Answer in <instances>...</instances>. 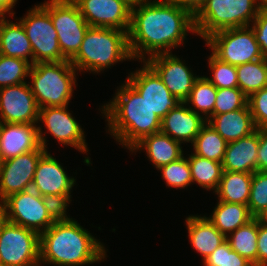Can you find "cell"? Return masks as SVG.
<instances>
[{
  "instance_id": "obj_35",
  "label": "cell",
  "mask_w": 267,
  "mask_h": 266,
  "mask_svg": "<svg viewBox=\"0 0 267 266\" xmlns=\"http://www.w3.org/2000/svg\"><path fill=\"white\" fill-rule=\"evenodd\" d=\"M212 78L206 77L217 89L238 87L236 66L223 62L213 53L208 58Z\"/></svg>"
},
{
  "instance_id": "obj_36",
  "label": "cell",
  "mask_w": 267,
  "mask_h": 266,
  "mask_svg": "<svg viewBox=\"0 0 267 266\" xmlns=\"http://www.w3.org/2000/svg\"><path fill=\"white\" fill-rule=\"evenodd\" d=\"M248 207L254 218H259L267 209V172L253 173Z\"/></svg>"
},
{
  "instance_id": "obj_8",
  "label": "cell",
  "mask_w": 267,
  "mask_h": 266,
  "mask_svg": "<svg viewBox=\"0 0 267 266\" xmlns=\"http://www.w3.org/2000/svg\"><path fill=\"white\" fill-rule=\"evenodd\" d=\"M19 22L31 43L33 64L68 60L59 47L57 31L50 14L41 4L30 8Z\"/></svg>"
},
{
  "instance_id": "obj_3",
  "label": "cell",
  "mask_w": 267,
  "mask_h": 266,
  "mask_svg": "<svg viewBox=\"0 0 267 266\" xmlns=\"http://www.w3.org/2000/svg\"><path fill=\"white\" fill-rule=\"evenodd\" d=\"M120 87L112 101L101 109L108 122V132L118 144L131 150L143 137L160 132L161 119L127 81Z\"/></svg>"
},
{
  "instance_id": "obj_25",
  "label": "cell",
  "mask_w": 267,
  "mask_h": 266,
  "mask_svg": "<svg viewBox=\"0 0 267 266\" xmlns=\"http://www.w3.org/2000/svg\"><path fill=\"white\" fill-rule=\"evenodd\" d=\"M0 54L29 61L33 65V50L26 32L20 22L0 18Z\"/></svg>"
},
{
  "instance_id": "obj_19",
  "label": "cell",
  "mask_w": 267,
  "mask_h": 266,
  "mask_svg": "<svg viewBox=\"0 0 267 266\" xmlns=\"http://www.w3.org/2000/svg\"><path fill=\"white\" fill-rule=\"evenodd\" d=\"M67 109L68 106L40 108L38 123L43 122L48 132L61 144L87 153L84 131Z\"/></svg>"
},
{
  "instance_id": "obj_38",
  "label": "cell",
  "mask_w": 267,
  "mask_h": 266,
  "mask_svg": "<svg viewBox=\"0 0 267 266\" xmlns=\"http://www.w3.org/2000/svg\"><path fill=\"white\" fill-rule=\"evenodd\" d=\"M204 266H253L249 261L232 250L225 240L203 261Z\"/></svg>"
},
{
  "instance_id": "obj_40",
  "label": "cell",
  "mask_w": 267,
  "mask_h": 266,
  "mask_svg": "<svg viewBox=\"0 0 267 266\" xmlns=\"http://www.w3.org/2000/svg\"><path fill=\"white\" fill-rule=\"evenodd\" d=\"M251 24L262 55L267 59V9H260Z\"/></svg>"
},
{
  "instance_id": "obj_26",
  "label": "cell",
  "mask_w": 267,
  "mask_h": 266,
  "mask_svg": "<svg viewBox=\"0 0 267 266\" xmlns=\"http://www.w3.org/2000/svg\"><path fill=\"white\" fill-rule=\"evenodd\" d=\"M206 218L227 237L254 217L247 205L218 201L211 216Z\"/></svg>"
},
{
  "instance_id": "obj_31",
  "label": "cell",
  "mask_w": 267,
  "mask_h": 266,
  "mask_svg": "<svg viewBox=\"0 0 267 266\" xmlns=\"http://www.w3.org/2000/svg\"><path fill=\"white\" fill-rule=\"evenodd\" d=\"M238 88L249 97L252 93L267 87V59L236 66Z\"/></svg>"
},
{
  "instance_id": "obj_5",
  "label": "cell",
  "mask_w": 267,
  "mask_h": 266,
  "mask_svg": "<svg viewBox=\"0 0 267 266\" xmlns=\"http://www.w3.org/2000/svg\"><path fill=\"white\" fill-rule=\"evenodd\" d=\"M76 68L69 60L34 63L29 72V86L40 108L68 106L76 86Z\"/></svg>"
},
{
  "instance_id": "obj_7",
  "label": "cell",
  "mask_w": 267,
  "mask_h": 266,
  "mask_svg": "<svg viewBox=\"0 0 267 266\" xmlns=\"http://www.w3.org/2000/svg\"><path fill=\"white\" fill-rule=\"evenodd\" d=\"M7 221L33 230L46 231L65 211L33 189L9 195L4 200Z\"/></svg>"
},
{
  "instance_id": "obj_10",
  "label": "cell",
  "mask_w": 267,
  "mask_h": 266,
  "mask_svg": "<svg viewBox=\"0 0 267 266\" xmlns=\"http://www.w3.org/2000/svg\"><path fill=\"white\" fill-rule=\"evenodd\" d=\"M41 5L50 14L62 54L70 60L78 52L90 26L73 0H49Z\"/></svg>"
},
{
  "instance_id": "obj_11",
  "label": "cell",
  "mask_w": 267,
  "mask_h": 266,
  "mask_svg": "<svg viewBox=\"0 0 267 266\" xmlns=\"http://www.w3.org/2000/svg\"><path fill=\"white\" fill-rule=\"evenodd\" d=\"M40 235L7 221L0 232V264L40 266Z\"/></svg>"
},
{
  "instance_id": "obj_23",
  "label": "cell",
  "mask_w": 267,
  "mask_h": 266,
  "mask_svg": "<svg viewBox=\"0 0 267 266\" xmlns=\"http://www.w3.org/2000/svg\"><path fill=\"white\" fill-rule=\"evenodd\" d=\"M138 149L146 151L147 158L156 169L178 160L184 154L181 143L161 131L143 137L131 148V151L137 152Z\"/></svg>"
},
{
  "instance_id": "obj_39",
  "label": "cell",
  "mask_w": 267,
  "mask_h": 266,
  "mask_svg": "<svg viewBox=\"0 0 267 266\" xmlns=\"http://www.w3.org/2000/svg\"><path fill=\"white\" fill-rule=\"evenodd\" d=\"M248 106L257 129H267V87L248 97Z\"/></svg>"
},
{
  "instance_id": "obj_45",
  "label": "cell",
  "mask_w": 267,
  "mask_h": 266,
  "mask_svg": "<svg viewBox=\"0 0 267 266\" xmlns=\"http://www.w3.org/2000/svg\"><path fill=\"white\" fill-rule=\"evenodd\" d=\"M7 222L6 207L3 200H0V232L3 225Z\"/></svg>"
},
{
  "instance_id": "obj_41",
  "label": "cell",
  "mask_w": 267,
  "mask_h": 266,
  "mask_svg": "<svg viewBox=\"0 0 267 266\" xmlns=\"http://www.w3.org/2000/svg\"><path fill=\"white\" fill-rule=\"evenodd\" d=\"M257 266H267V224L258 218Z\"/></svg>"
},
{
  "instance_id": "obj_21",
  "label": "cell",
  "mask_w": 267,
  "mask_h": 266,
  "mask_svg": "<svg viewBox=\"0 0 267 266\" xmlns=\"http://www.w3.org/2000/svg\"><path fill=\"white\" fill-rule=\"evenodd\" d=\"M258 146L259 129L247 137L228 142L222 161L223 171L256 172Z\"/></svg>"
},
{
  "instance_id": "obj_18",
  "label": "cell",
  "mask_w": 267,
  "mask_h": 266,
  "mask_svg": "<svg viewBox=\"0 0 267 266\" xmlns=\"http://www.w3.org/2000/svg\"><path fill=\"white\" fill-rule=\"evenodd\" d=\"M42 127L29 123L0 122V156L2 161L35 151L42 146L46 151V138Z\"/></svg>"
},
{
  "instance_id": "obj_22",
  "label": "cell",
  "mask_w": 267,
  "mask_h": 266,
  "mask_svg": "<svg viewBox=\"0 0 267 266\" xmlns=\"http://www.w3.org/2000/svg\"><path fill=\"white\" fill-rule=\"evenodd\" d=\"M210 124L227 142L235 141L257 130L249 106L211 116Z\"/></svg>"
},
{
  "instance_id": "obj_4",
  "label": "cell",
  "mask_w": 267,
  "mask_h": 266,
  "mask_svg": "<svg viewBox=\"0 0 267 266\" xmlns=\"http://www.w3.org/2000/svg\"><path fill=\"white\" fill-rule=\"evenodd\" d=\"M131 59L128 32L89 27L78 52L69 61L77 71L99 73L115 63Z\"/></svg>"
},
{
  "instance_id": "obj_2",
  "label": "cell",
  "mask_w": 267,
  "mask_h": 266,
  "mask_svg": "<svg viewBox=\"0 0 267 266\" xmlns=\"http://www.w3.org/2000/svg\"><path fill=\"white\" fill-rule=\"evenodd\" d=\"M66 212L40 234V264L83 266L106 258L104 245Z\"/></svg>"
},
{
  "instance_id": "obj_17",
  "label": "cell",
  "mask_w": 267,
  "mask_h": 266,
  "mask_svg": "<svg viewBox=\"0 0 267 266\" xmlns=\"http://www.w3.org/2000/svg\"><path fill=\"white\" fill-rule=\"evenodd\" d=\"M90 27L129 32L131 8L121 0H73Z\"/></svg>"
},
{
  "instance_id": "obj_44",
  "label": "cell",
  "mask_w": 267,
  "mask_h": 266,
  "mask_svg": "<svg viewBox=\"0 0 267 266\" xmlns=\"http://www.w3.org/2000/svg\"><path fill=\"white\" fill-rule=\"evenodd\" d=\"M18 0H0V18L1 17H7L5 16L7 13L9 17L14 16L15 12H13L11 9L14 8L15 4Z\"/></svg>"
},
{
  "instance_id": "obj_47",
  "label": "cell",
  "mask_w": 267,
  "mask_h": 266,
  "mask_svg": "<svg viewBox=\"0 0 267 266\" xmlns=\"http://www.w3.org/2000/svg\"><path fill=\"white\" fill-rule=\"evenodd\" d=\"M260 9H267V0H256Z\"/></svg>"
},
{
  "instance_id": "obj_12",
  "label": "cell",
  "mask_w": 267,
  "mask_h": 266,
  "mask_svg": "<svg viewBox=\"0 0 267 266\" xmlns=\"http://www.w3.org/2000/svg\"><path fill=\"white\" fill-rule=\"evenodd\" d=\"M75 182V178L69 177L59 161L46 151L37 163L31 189L66 211L72 201L70 194Z\"/></svg>"
},
{
  "instance_id": "obj_28",
  "label": "cell",
  "mask_w": 267,
  "mask_h": 266,
  "mask_svg": "<svg viewBox=\"0 0 267 266\" xmlns=\"http://www.w3.org/2000/svg\"><path fill=\"white\" fill-rule=\"evenodd\" d=\"M226 240L232 250L236 251L253 266H257L258 218H253L230 233Z\"/></svg>"
},
{
  "instance_id": "obj_32",
  "label": "cell",
  "mask_w": 267,
  "mask_h": 266,
  "mask_svg": "<svg viewBox=\"0 0 267 266\" xmlns=\"http://www.w3.org/2000/svg\"><path fill=\"white\" fill-rule=\"evenodd\" d=\"M217 88L208 80L206 76L199 77L191 90L190 96L185 103L197 114H202L208 120L214 115ZM189 104H192L190 107ZM201 112V113H200ZM205 115V116H204Z\"/></svg>"
},
{
  "instance_id": "obj_29",
  "label": "cell",
  "mask_w": 267,
  "mask_h": 266,
  "mask_svg": "<svg viewBox=\"0 0 267 266\" xmlns=\"http://www.w3.org/2000/svg\"><path fill=\"white\" fill-rule=\"evenodd\" d=\"M188 158L193 182L206 190H217L222 177V163L191 153Z\"/></svg>"
},
{
  "instance_id": "obj_6",
  "label": "cell",
  "mask_w": 267,
  "mask_h": 266,
  "mask_svg": "<svg viewBox=\"0 0 267 266\" xmlns=\"http://www.w3.org/2000/svg\"><path fill=\"white\" fill-rule=\"evenodd\" d=\"M259 10L256 0H206L194 15L196 34L206 40L221 30L250 26Z\"/></svg>"
},
{
  "instance_id": "obj_30",
  "label": "cell",
  "mask_w": 267,
  "mask_h": 266,
  "mask_svg": "<svg viewBox=\"0 0 267 266\" xmlns=\"http://www.w3.org/2000/svg\"><path fill=\"white\" fill-rule=\"evenodd\" d=\"M227 141L208 123L192 143L195 155L222 163Z\"/></svg>"
},
{
  "instance_id": "obj_1",
  "label": "cell",
  "mask_w": 267,
  "mask_h": 266,
  "mask_svg": "<svg viewBox=\"0 0 267 266\" xmlns=\"http://www.w3.org/2000/svg\"><path fill=\"white\" fill-rule=\"evenodd\" d=\"M188 31L196 33L194 15L189 10L165 0H148L131 9V55L144 62L147 54L150 58L171 53L172 48L183 43Z\"/></svg>"
},
{
  "instance_id": "obj_20",
  "label": "cell",
  "mask_w": 267,
  "mask_h": 266,
  "mask_svg": "<svg viewBox=\"0 0 267 266\" xmlns=\"http://www.w3.org/2000/svg\"><path fill=\"white\" fill-rule=\"evenodd\" d=\"M185 105V106H184ZM181 102L171 109L161 120V132L180 143H192L207 123L205 117L188 108Z\"/></svg>"
},
{
  "instance_id": "obj_27",
  "label": "cell",
  "mask_w": 267,
  "mask_h": 266,
  "mask_svg": "<svg viewBox=\"0 0 267 266\" xmlns=\"http://www.w3.org/2000/svg\"><path fill=\"white\" fill-rule=\"evenodd\" d=\"M252 178V173L223 171L215 191L218 200L248 206Z\"/></svg>"
},
{
  "instance_id": "obj_46",
  "label": "cell",
  "mask_w": 267,
  "mask_h": 266,
  "mask_svg": "<svg viewBox=\"0 0 267 266\" xmlns=\"http://www.w3.org/2000/svg\"><path fill=\"white\" fill-rule=\"evenodd\" d=\"M123 1L127 6H129L131 9L139 6L142 3L147 2L148 0H121Z\"/></svg>"
},
{
  "instance_id": "obj_33",
  "label": "cell",
  "mask_w": 267,
  "mask_h": 266,
  "mask_svg": "<svg viewBox=\"0 0 267 266\" xmlns=\"http://www.w3.org/2000/svg\"><path fill=\"white\" fill-rule=\"evenodd\" d=\"M31 66V61L0 54V88L26 82Z\"/></svg>"
},
{
  "instance_id": "obj_16",
  "label": "cell",
  "mask_w": 267,
  "mask_h": 266,
  "mask_svg": "<svg viewBox=\"0 0 267 266\" xmlns=\"http://www.w3.org/2000/svg\"><path fill=\"white\" fill-rule=\"evenodd\" d=\"M39 107L27 82L0 88V122L37 124Z\"/></svg>"
},
{
  "instance_id": "obj_37",
  "label": "cell",
  "mask_w": 267,
  "mask_h": 266,
  "mask_svg": "<svg viewBox=\"0 0 267 266\" xmlns=\"http://www.w3.org/2000/svg\"><path fill=\"white\" fill-rule=\"evenodd\" d=\"M248 106V97L238 88L217 89L214 115L232 112Z\"/></svg>"
},
{
  "instance_id": "obj_24",
  "label": "cell",
  "mask_w": 267,
  "mask_h": 266,
  "mask_svg": "<svg viewBox=\"0 0 267 266\" xmlns=\"http://www.w3.org/2000/svg\"><path fill=\"white\" fill-rule=\"evenodd\" d=\"M185 222L189 241L201 254L203 261L226 240V237L205 216L191 215Z\"/></svg>"
},
{
  "instance_id": "obj_9",
  "label": "cell",
  "mask_w": 267,
  "mask_h": 266,
  "mask_svg": "<svg viewBox=\"0 0 267 266\" xmlns=\"http://www.w3.org/2000/svg\"><path fill=\"white\" fill-rule=\"evenodd\" d=\"M250 26L226 29L211 34L206 45L221 61L234 66L263 59L253 29Z\"/></svg>"
},
{
  "instance_id": "obj_14",
  "label": "cell",
  "mask_w": 267,
  "mask_h": 266,
  "mask_svg": "<svg viewBox=\"0 0 267 266\" xmlns=\"http://www.w3.org/2000/svg\"><path fill=\"white\" fill-rule=\"evenodd\" d=\"M145 62L157 73L164 85L179 101L185 102L190 96L195 76L185 62L172 53H161L147 58Z\"/></svg>"
},
{
  "instance_id": "obj_48",
  "label": "cell",
  "mask_w": 267,
  "mask_h": 266,
  "mask_svg": "<svg viewBox=\"0 0 267 266\" xmlns=\"http://www.w3.org/2000/svg\"><path fill=\"white\" fill-rule=\"evenodd\" d=\"M259 220L261 222H264L267 224V209L264 211V213L259 217Z\"/></svg>"
},
{
  "instance_id": "obj_42",
  "label": "cell",
  "mask_w": 267,
  "mask_h": 266,
  "mask_svg": "<svg viewBox=\"0 0 267 266\" xmlns=\"http://www.w3.org/2000/svg\"><path fill=\"white\" fill-rule=\"evenodd\" d=\"M257 171L267 172V129H259Z\"/></svg>"
},
{
  "instance_id": "obj_43",
  "label": "cell",
  "mask_w": 267,
  "mask_h": 266,
  "mask_svg": "<svg viewBox=\"0 0 267 266\" xmlns=\"http://www.w3.org/2000/svg\"><path fill=\"white\" fill-rule=\"evenodd\" d=\"M165 1L187 9L193 15H195L206 2V0H165Z\"/></svg>"
},
{
  "instance_id": "obj_15",
  "label": "cell",
  "mask_w": 267,
  "mask_h": 266,
  "mask_svg": "<svg viewBox=\"0 0 267 266\" xmlns=\"http://www.w3.org/2000/svg\"><path fill=\"white\" fill-rule=\"evenodd\" d=\"M46 150L40 146L37 150L21 154L0 164V200L9 195L31 189L37 163Z\"/></svg>"
},
{
  "instance_id": "obj_34",
  "label": "cell",
  "mask_w": 267,
  "mask_h": 266,
  "mask_svg": "<svg viewBox=\"0 0 267 266\" xmlns=\"http://www.w3.org/2000/svg\"><path fill=\"white\" fill-rule=\"evenodd\" d=\"M158 170L161 171V176L168 187L186 188L192 183L189 161L184 155L176 161L159 167Z\"/></svg>"
},
{
  "instance_id": "obj_13",
  "label": "cell",
  "mask_w": 267,
  "mask_h": 266,
  "mask_svg": "<svg viewBox=\"0 0 267 266\" xmlns=\"http://www.w3.org/2000/svg\"><path fill=\"white\" fill-rule=\"evenodd\" d=\"M143 67L131 72L127 82L146 101L152 112L161 120L181 103L164 85L157 73L144 61Z\"/></svg>"
}]
</instances>
